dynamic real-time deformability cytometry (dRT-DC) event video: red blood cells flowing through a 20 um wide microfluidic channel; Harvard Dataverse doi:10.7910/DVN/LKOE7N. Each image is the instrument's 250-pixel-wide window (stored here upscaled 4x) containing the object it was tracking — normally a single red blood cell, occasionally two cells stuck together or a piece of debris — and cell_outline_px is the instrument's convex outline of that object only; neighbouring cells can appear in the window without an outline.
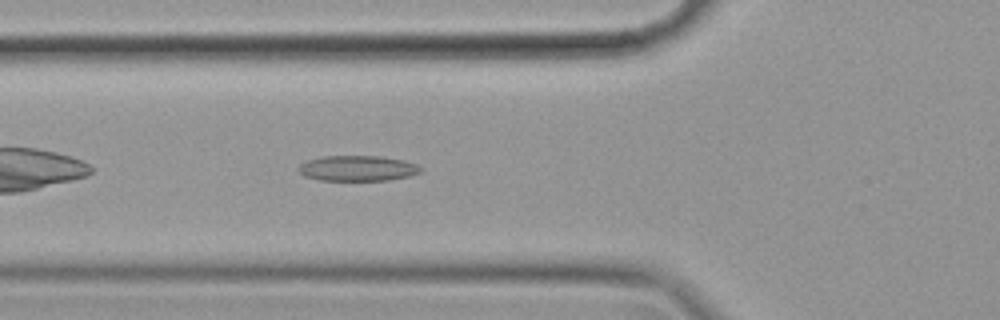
{"species": "common noctule bat (a hibernating species)", "species_latin": "Nyctalus noctula", "temperature_condition": "cold", "stored_images_in_passage": 43, "camera_frame_rate_fps": 3000, "um_per_image_px": 0.085, "animal": {"sex": "female", "body_mass_g": 19.9}, "frame": {"image": 1, "passage_image": 5, "time_ms": 1.333, "image_size_px": [1000, 320], "cell_outline_px": [[420, 172], [408, 176], [388, 180], [320, 180], [304, 176], [296, 168], [300, 164], [308, 160], [324, 156], [380, 156], [404, 160], [416, 164], [420, 168]], "centroid_in_image_um": [30.36, 14.3], "position_along_channel_um": 95.4, "area_um2": 17.98}}
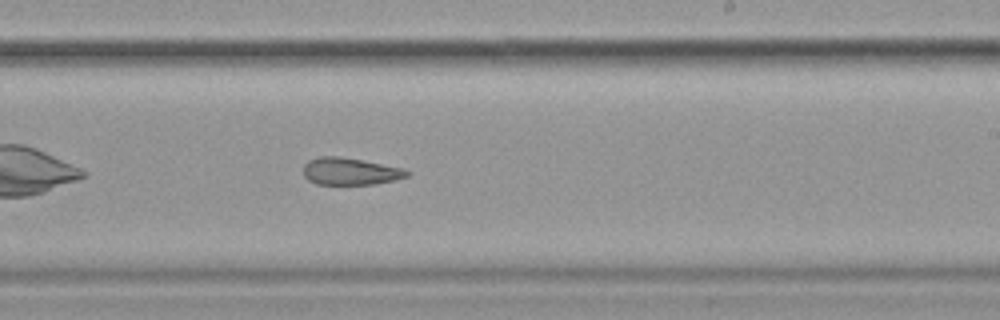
{"frame": {"image": 2, "passage_image": 19, "time_ms": 6.0, "image_size_px": [1000, 320], "cell_outline_px": [[408, 176], [396, 180], [372, 184], [316, 184], [308, 180], [304, 176], [304, 164], [308, 160], [320, 156], [336, 156], [360, 160], [404, 168], [408, 172]], "centroid_in_image_um": [29.74, 14.57], "position_along_channel_um": 259.3, "area_um2": 16.24}}
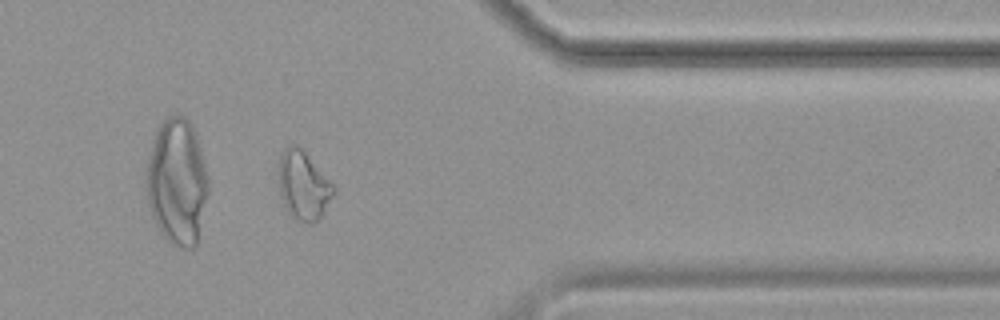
{"frame": {"image": 3, "passage_image": 31, "time_ms": 10.0, "image_size_px": [1000, 320], "cell_outline_px": [[336, 192], [320, 216], [312, 224], [308, 224], [292, 216], [288, 212], [280, 196], [280, 156], [284, 148], [292, 144], [296, 144], [304, 152], [336, 188]], "centroid_in_image_um": [25.79, 15.78], "position_along_channel_um": 385.6, "area_um2": 21.33}, "authors_computed_cell_mechanics": {"area_um2": 17.8024, "velocity_mm_per_s": 3.5152, "shape_relaxation_time_tau1_ms": 11.3886, "shape_relaxation_time_tau2_ms": 4.4671, "deformation_change_tau1": 0.2081, "deformation_change_tau2": 0.1333}}